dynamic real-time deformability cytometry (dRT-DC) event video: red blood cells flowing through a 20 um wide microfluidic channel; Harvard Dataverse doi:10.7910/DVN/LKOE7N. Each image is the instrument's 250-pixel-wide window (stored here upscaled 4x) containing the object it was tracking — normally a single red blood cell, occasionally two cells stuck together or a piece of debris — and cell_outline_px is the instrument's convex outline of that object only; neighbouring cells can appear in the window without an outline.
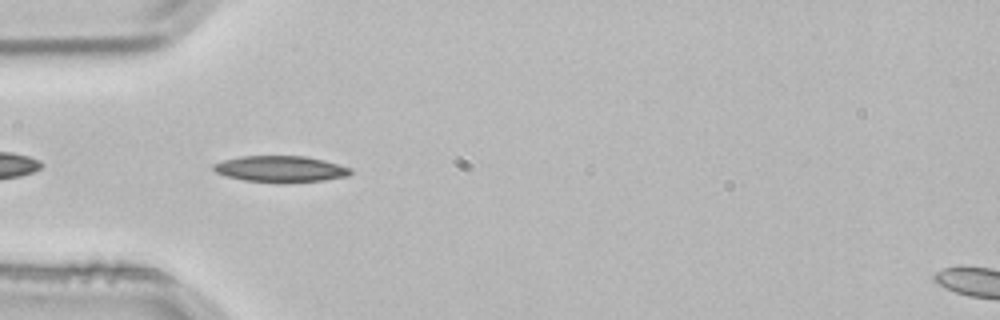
{"species": "common noctule bat (a hibernating species)", "species_latin": "Nyctalus noctula", "temperature_condition": "room temperature", "stored_images_in_passage": 4, "camera_frame_rate_fps": 3000, "um_per_image_px": 0.085, "animal": {"sex": "male", "body_mass_g": 21.5, "forearm_length_mm": 52.0}, "frame": {"image": 1, "passage_image": 4, "time_ms": 1.0, "image_size_px": [1000, 320], "cell_outline_px": [[352, 172], [348, 176], [324, 180], [244, 180], [224, 176], [216, 172], [212, 168], [212, 164], [224, 160], [240, 156], [304, 156], [324, 160], [352, 168]], "centroid_in_image_um": [23.82, 14.32], "position_along_channel_um": 61.2, "area_um2": 20.17}}